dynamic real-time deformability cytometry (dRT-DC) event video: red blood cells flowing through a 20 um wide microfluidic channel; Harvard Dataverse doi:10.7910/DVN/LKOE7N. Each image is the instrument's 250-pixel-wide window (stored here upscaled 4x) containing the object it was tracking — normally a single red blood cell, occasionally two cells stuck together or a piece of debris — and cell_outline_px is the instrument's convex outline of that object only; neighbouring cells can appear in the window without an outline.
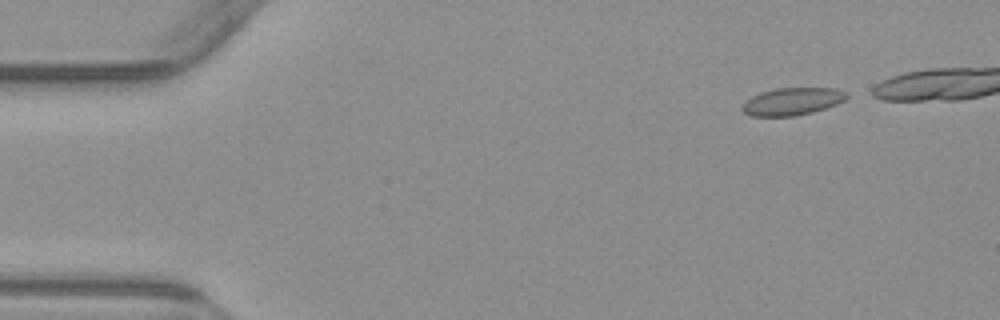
{"species": "common noctule bat (a hibernating species)", "species_latin": "Nyctalus noctula", "temperature_condition": "warm", "stored_images_in_passage": 6, "camera_frame_rate_fps": 3000, "um_per_image_px": 0.085, "animal": {"sex": "male", "body_mass_g": 23.1, "forearm_length_mm": 52.7}, "frame": {"image": 1, "passage_image": 1, "time_ms": 0.0, "image_size_px": [1000, 320], "cell_outline_px": [[848, 96], [844, 100], [836, 104], [812, 112], [792, 116], [752, 116], [744, 112], [740, 108], [752, 96], [760, 92], [776, 88], [836, 88], [848, 92]], "centroid_in_image_um": [67.35, 8.61], "position_along_channel_um": 17.6, "area_um2": 16.59}}